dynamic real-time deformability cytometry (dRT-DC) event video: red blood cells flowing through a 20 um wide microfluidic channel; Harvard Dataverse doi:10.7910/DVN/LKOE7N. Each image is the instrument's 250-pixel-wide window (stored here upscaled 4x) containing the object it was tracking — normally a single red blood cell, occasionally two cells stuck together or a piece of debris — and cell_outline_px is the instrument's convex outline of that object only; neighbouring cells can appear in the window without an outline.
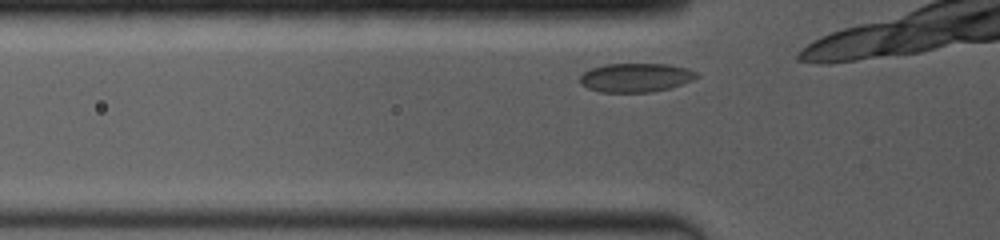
{"species": "common noctule bat (a hibernating species)", "species_latin": "Nyctalus noctula", "temperature_condition": "room temperature", "stored_images_in_passage": 23, "camera_frame_rate_fps": 4000, "um_per_image_px": 0.085, "animal": {"sex": "female", "body_mass_g": 19.0, "forearm_length_mm": 53.3}, "frame": {"image": 1, "passage_image": 4, "time_ms": 0.5, "image_size_px": [1000, 240], "cell_outline_px": [[700, 76], [684, 84], [652, 92], [600, 92], [588, 88], [580, 84], [580, 76], [584, 72], [592, 68], [604, 64], [668, 64], [700, 72]], "centroid_in_image_um": [54.06, 6.59], "position_along_channel_um": 71.7, "area_um2": 19.71}}